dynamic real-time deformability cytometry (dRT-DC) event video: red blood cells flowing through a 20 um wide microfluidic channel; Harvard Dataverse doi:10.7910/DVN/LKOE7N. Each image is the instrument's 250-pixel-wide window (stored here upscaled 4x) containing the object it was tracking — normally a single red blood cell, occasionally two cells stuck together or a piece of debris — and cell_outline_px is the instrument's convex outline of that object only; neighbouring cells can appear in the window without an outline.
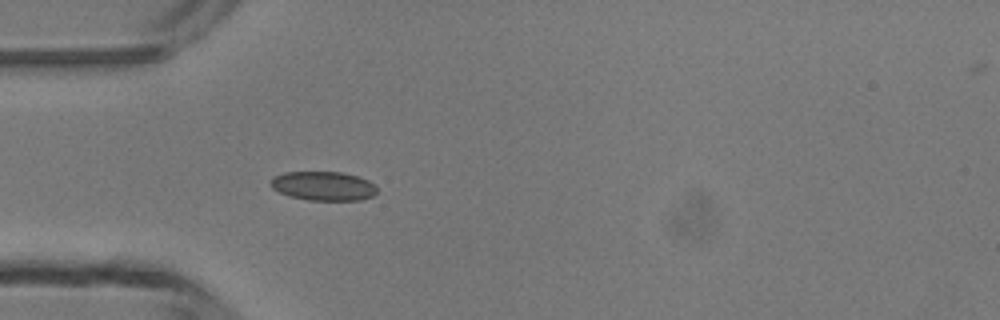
{"species": "common noctule bat (a hibernating species)", "species_latin": "Nyctalus noctula", "temperature_condition": "room temperature", "stored_images_in_passage": 5, "camera_frame_rate_fps": 3000, "um_per_image_px": 0.085, "animal": {"sex": "male", "body_mass_g": 13.3}, "frame": {"image": 1, "passage_image": 5, "time_ms": 4.667, "image_size_px": [1000, 320], "cell_outline_px": [[376, 192], [372, 196], [360, 200], [308, 200], [288, 196], [272, 188], [268, 184], [268, 180], [272, 176], [284, 172], [340, 172], [356, 176], [368, 180], [376, 184]], "centroid_in_image_um": [27.43, 15.8], "position_along_channel_um": 57.6, "area_um2": 18.21}}